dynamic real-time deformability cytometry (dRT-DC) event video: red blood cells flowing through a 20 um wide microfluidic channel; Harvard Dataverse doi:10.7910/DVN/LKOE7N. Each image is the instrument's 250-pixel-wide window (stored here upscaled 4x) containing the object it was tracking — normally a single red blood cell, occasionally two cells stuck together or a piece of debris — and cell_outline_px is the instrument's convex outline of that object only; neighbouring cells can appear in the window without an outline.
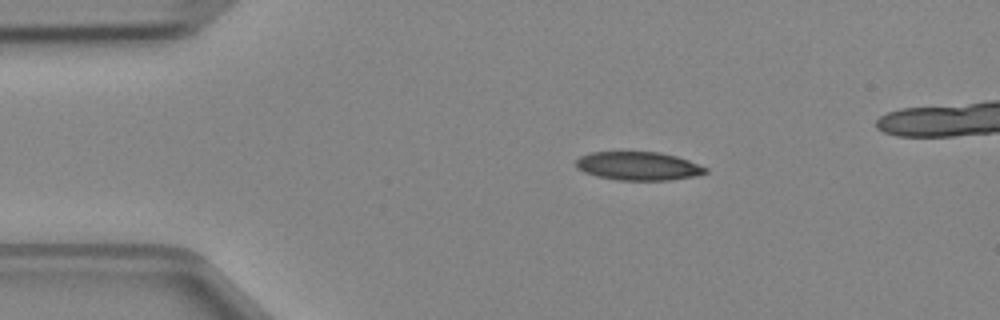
{"species": "Egyptian fruit bat (a non-hibernating species)", "species_latin": "Rousettus aegyptiacus", "temperature_condition": "cold", "stored_images_in_passage": 3, "camera_frame_rate_fps": 3000, "um_per_image_px": 0.085, "animal": {"sex": "female"}, "frame": {"image": 1, "passage_image": 1, "time_ms": 0.0, "image_size_px": [1000, 320], "cell_outline_px": [[708, 172], [696, 176], [672, 180], [616, 180], [596, 176], [584, 172], [576, 168], [576, 160], [580, 156], [592, 152], [660, 152], [676, 156], [688, 160], [708, 168]], "centroid_in_image_um": [54.26, 14.12], "position_along_channel_um": 30.7, "area_um2": 21.62}}